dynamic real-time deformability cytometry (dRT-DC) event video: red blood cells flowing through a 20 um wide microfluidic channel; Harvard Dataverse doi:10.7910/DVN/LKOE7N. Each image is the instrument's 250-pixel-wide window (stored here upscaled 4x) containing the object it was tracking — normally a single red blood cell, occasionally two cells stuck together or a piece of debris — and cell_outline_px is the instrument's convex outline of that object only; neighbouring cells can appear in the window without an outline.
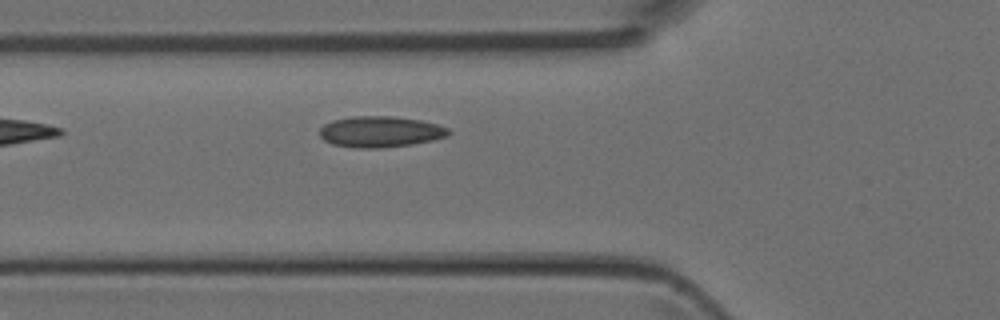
{"species": "Egyptian fruit bat (a non-hibernating species)", "species_latin": "Rousettus aegyptiacus", "temperature_condition": "room temperature", "stored_images_in_passage": 3, "camera_frame_rate_fps": 3000, "um_per_image_px": 0.085, "animal": {"sex": "female"}, "frame": {"image": 1, "passage_image": 3, "time_ms": 0.667, "image_size_px": [1000, 320], "cell_outline_px": [[452, 132], [448, 136], [432, 140], [412, 144], [380, 148], [356, 148], [332, 144], [324, 140], [320, 136], [320, 128], [324, 124], [332, 120], [352, 116], [392, 116], [420, 120], [436, 124], [448, 128]], "centroid_in_image_um": [32.32, 11.19], "position_along_channel_um": 93.5, "area_um2": 23.35}}